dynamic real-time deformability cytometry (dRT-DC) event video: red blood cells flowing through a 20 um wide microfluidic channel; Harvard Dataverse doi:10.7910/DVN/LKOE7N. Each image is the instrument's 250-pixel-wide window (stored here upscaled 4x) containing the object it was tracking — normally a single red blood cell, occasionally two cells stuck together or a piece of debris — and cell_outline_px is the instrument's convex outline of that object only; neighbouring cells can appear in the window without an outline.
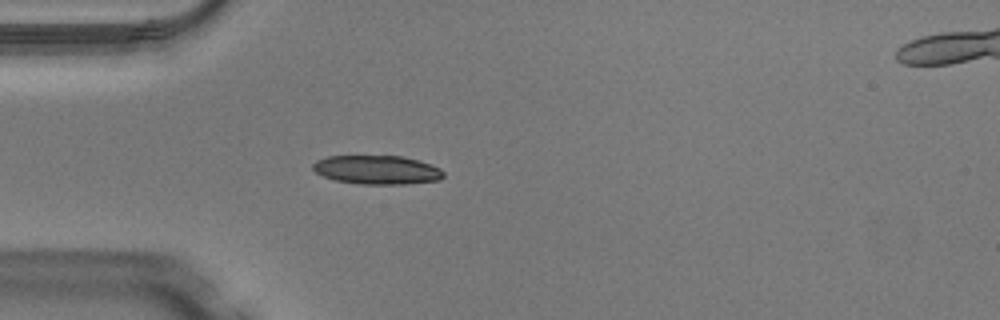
{"species": "Egyptian fruit bat (a non-hibernating species)", "species_latin": "Rousettus aegyptiacus", "temperature_condition": "warm", "stored_images_in_passage": 37, "camera_frame_rate_fps": 3000, "um_per_image_px": 0.085, "animal": {"sex": "male"}, "frame": {"image": 1, "passage_image": 2, "time_ms": 0.333, "image_size_px": [1000, 320], "cell_outline_px": [[444, 176], [440, 180], [404, 184], [360, 184], [336, 180], [324, 176], [316, 172], [312, 168], [312, 164], [316, 160], [328, 156], [400, 156], [420, 160], [440, 168], [444, 172]], "centroid_in_image_um": [32.06, 14.43], "position_along_channel_um": 52.9, "area_um2": 21.96}}
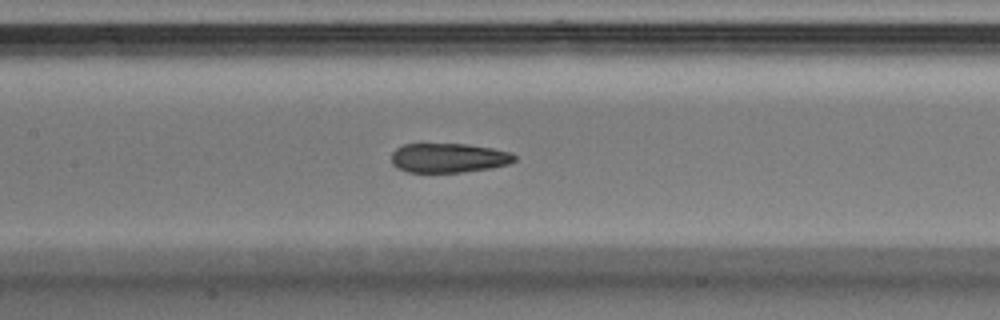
{"frame": {"image": 2, "passage_image": 11, "time_ms": 3.333, "image_size_px": [1000, 320], "cell_outline_px": [[516, 160], [508, 164], [492, 168], [464, 172], [408, 172], [396, 168], [392, 164], [392, 152], [396, 148], [404, 144], [468, 144], [492, 148], [512, 152], [516, 156]], "centroid_in_image_um": [38.14, 13.42], "position_along_channel_um": 169.3, "area_um2": 21.27}}
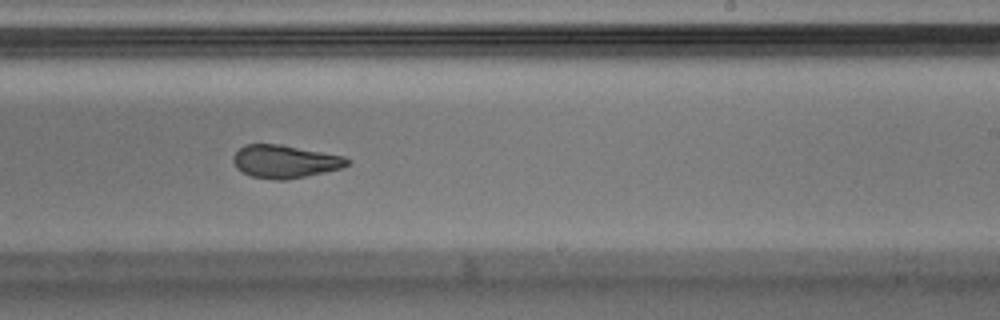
{"frame": {"image": 3, "passage_image": 18, "time_ms": 5.667, "image_size_px": [1000, 320], "cell_outline_px": [[352, 160], [344, 168], [288, 180], [276, 180], [252, 176], [236, 168], [232, 160], [232, 156], [244, 144], [280, 144], [344, 156]], "centroid_in_image_um": [24.24, 13.73], "position_along_channel_um": 264.8, "area_um2": 22.02}, "authors_computed_cell_mechanics": {"area_um2": 22.7154, "velocity_mm_per_s": 4.1098, "shape_relaxation_time_tau1_ms": null, "shape_relaxation_time_tau2_ms": 2.0196, "deformation_change_tau1": null, "deformation_change_tau2": 0.0686}}